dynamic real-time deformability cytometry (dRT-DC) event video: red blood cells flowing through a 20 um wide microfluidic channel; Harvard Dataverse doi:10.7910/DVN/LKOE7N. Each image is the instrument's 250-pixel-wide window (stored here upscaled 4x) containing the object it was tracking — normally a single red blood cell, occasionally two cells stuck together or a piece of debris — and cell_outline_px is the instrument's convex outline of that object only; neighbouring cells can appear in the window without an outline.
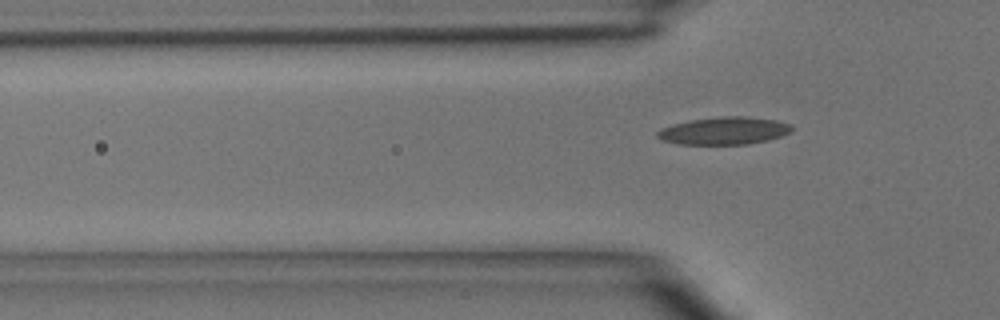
{"species": "common noctule bat (a hibernating species)", "species_latin": "Nyctalus noctula", "temperature_condition": "room temperature", "stored_images_in_passage": 5, "camera_frame_rate_fps": 3000, "um_per_image_px": 0.085, "animal": {"sex": "male", "body_mass_g": 15.6}, "frame": {"image": 1, "passage_image": 5, "time_ms": 4.667, "image_size_px": [1000, 320], "cell_outline_px": [[792, 132], [768, 140], [748, 144], [680, 144], [664, 140], [656, 136], [656, 132], [660, 128], [692, 120], [720, 116], [744, 116], [776, 120], [792, 124]], "centroid_in_image_um": [61.59, 11.11], "position_along_channel_um": 64.2, "area_um2": 21.44}}